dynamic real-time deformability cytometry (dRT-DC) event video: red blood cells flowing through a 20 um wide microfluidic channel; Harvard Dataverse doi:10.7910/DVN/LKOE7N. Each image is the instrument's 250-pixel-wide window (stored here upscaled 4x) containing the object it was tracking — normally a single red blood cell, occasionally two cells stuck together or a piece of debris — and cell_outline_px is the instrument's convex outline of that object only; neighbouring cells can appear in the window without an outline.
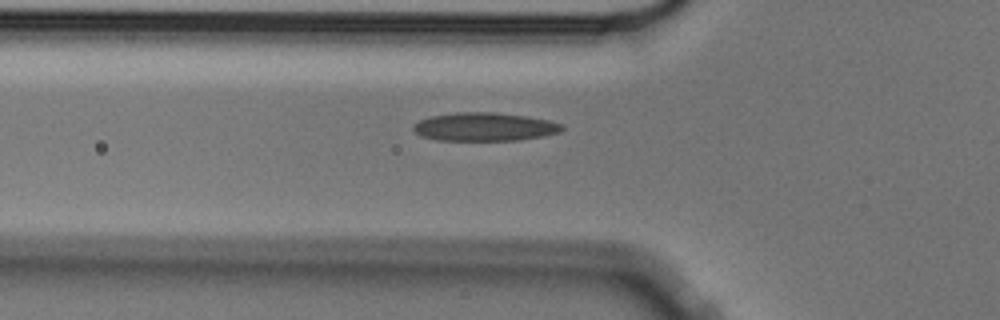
{"species": "Egyptian fruit bat (a non-hibernating species)", "species_latin": "Rousettus aegyptiacus", "temperature_condition": "cold", "stored_images_in_passage": 38, "camera_frame_rate_fps": 3000, "um_per_image_px": 0.085, "animal": {"sex": "male"}, "frame": {"image": 1, "passage_image": 7, "time_ms": 2.0, "image_size_px": [1000, 320], "cell_outline_px": [[564, 128], [560, 132], [520, 140], [436, 140], [420, 136], [412, 128], [412, 124], [428, 116], [456, 112], [492, 112], [524, 116], [548, 120], [564, 124]], "centroid_in_image_um": [41.14, 10.77], "position_along_channel_um": 84.7, "area_um2": 24.62}}
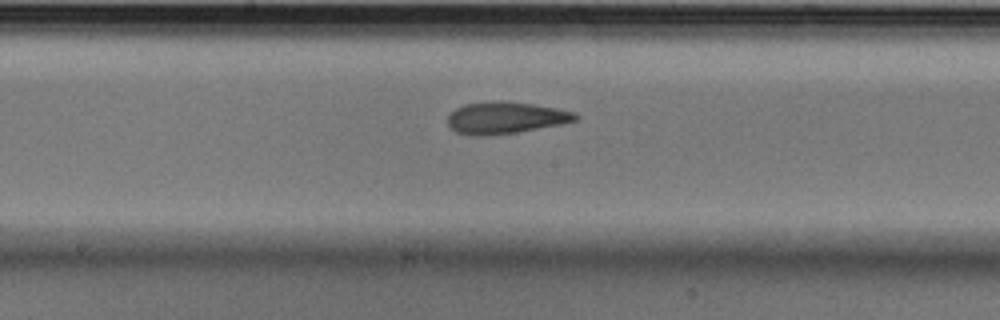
{"frame": {"image": 2, "passage_image": 17, "time_ms": 5.333, "image_size_px": [1000, 320], "cell_outline_px": [[580, 116], [576, 120], [560, 124], [516, 132], [488, 136], [472, 136], [456, 132], [448, 124], [448, 116], [456, 108], [464, 104], [492, 100], [500, 100], [532, 104], [576, 112]], "centroid_in_image_um": [42.94, 10.0], "position_along_channel_um": 205.3, "area_um2": 23.7}}
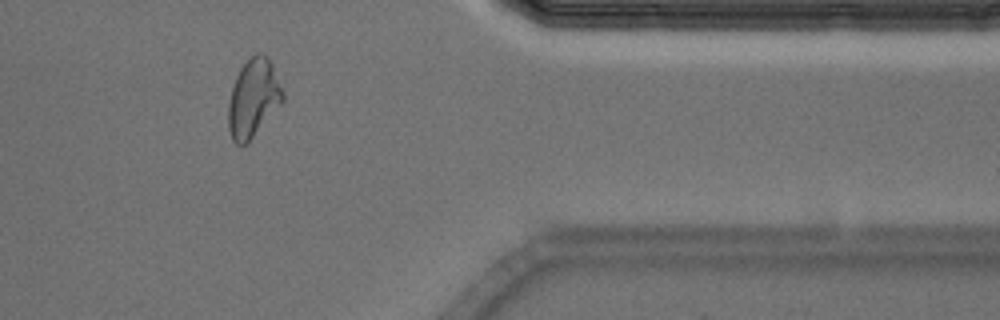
{"frame": {"image": 3, "passage_image": 34, "time_ms": 11.0, "image_size_px": [1000, 320], "cell_outline_px": [[284, 100], [248, 144], [236, 144], [232, 140], [228, 128], [228, 100], [236, 76], [240, 68], [256, 52], [264, 52], [268, 56], [272, 64], [284, 92]], "centroid_in_image_um": [21.53, 8.35], "position_along_channel_um": 389.9, "area_um2": 25.03}}